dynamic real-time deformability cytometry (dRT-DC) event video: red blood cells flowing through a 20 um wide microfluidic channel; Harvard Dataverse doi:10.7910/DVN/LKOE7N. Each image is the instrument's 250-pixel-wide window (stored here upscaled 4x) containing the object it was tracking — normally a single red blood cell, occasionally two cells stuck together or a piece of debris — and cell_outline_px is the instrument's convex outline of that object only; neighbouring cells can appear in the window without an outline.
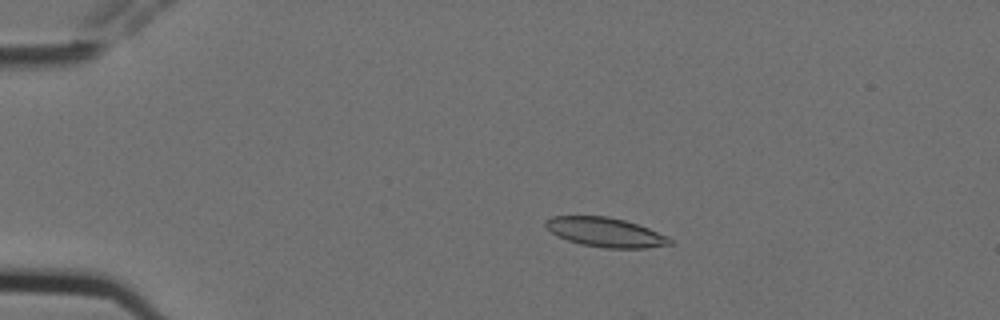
{"species": "Egyptian fruit bat (a non-hibernating species)", "species_latin": "Rousettus aegyptiacus", "temperature_condition": "cold", "stored_images_in_passage": 6, "camera_frame_rate_fps": 3000, "um_per_image_px": 0.085, "animal": {"sex": "female"}, "frame": {"image": 1, "passage_image": 3, "time_ms": 0.667, "image_size_px": [1000, 320], "cell_outline_px": [[672, 244], [648, 248], [604, 248], [580, 244], [556, 236], [544, 224], [544, 220], [552, 216], [608, 216], [624, 220], [648, 228], [668, 236], [672, 240]], "centroid_in_image_um": [51.45, 19.74], "position_along_channel_um": 33.5, "area_um2": 21.27}}
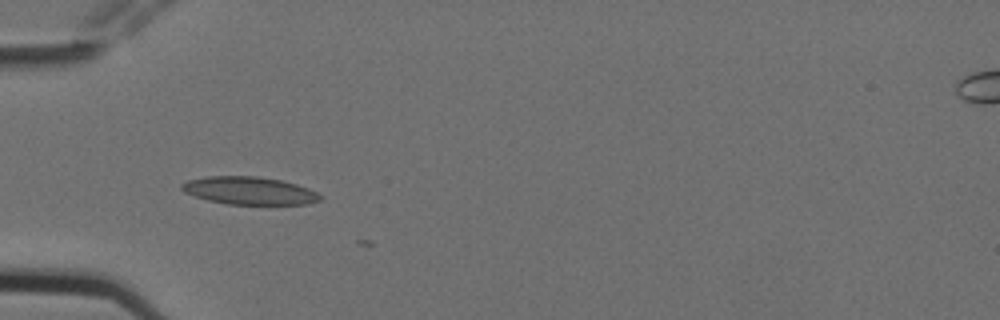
{"frame": {"image": 2, "passage_image": 5, "time_ms": 1.333, "image_size_px": [1000, 320], "cell_outline_px": [[324, 196], [320, 200], [308, 204], [228, 204], [208, 200], [184, 192], [180, 188], [180, 184], [188, 180], [208, 176], [256, 176], [280, 180], [296, 184], [308, 188]], "centroid_in_image_um": [21.19, 16.2], "position_along_channel_um": 63.8, "area_um2": 22.31}}